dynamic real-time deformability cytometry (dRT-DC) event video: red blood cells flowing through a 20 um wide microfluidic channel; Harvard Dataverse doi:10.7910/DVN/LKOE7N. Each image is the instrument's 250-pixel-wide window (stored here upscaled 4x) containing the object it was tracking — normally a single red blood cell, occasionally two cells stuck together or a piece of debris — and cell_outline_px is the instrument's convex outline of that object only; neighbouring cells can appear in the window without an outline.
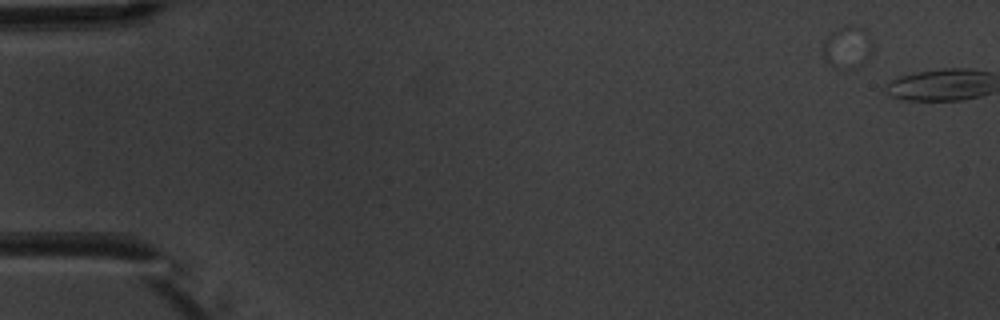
{"species": "common noctule bat (a hibernating species)", "species_latin": "Nyctalus noctula", "temperature_condition": "warm", "stored_images_in_passage": 2, "segment_of_instrument_passage": [1, 2], "camera_frame_rate_fps": 3000, "um_per_image_px": 0.085, "animal": {"sex": "male", "body_mass_g": 20.1, "forearm_length_mm": 53.5}, "frame": {"image": 1, "passage_image": 1, "time_ms": 0.0, "image_size_px": [1000, 320], "cell_outline_px": [[872, 48], [868, 56], [860, 68], [848, 72], [832, 64], [824, 56], [824, 44], [828, 36], [836, 28], [844, 24], [868, 40], [872, 44]], "centroid_in_image_um": [71.97, 4.14], "position_along_channel_um": 13.0, "area_um2": 11.21}}